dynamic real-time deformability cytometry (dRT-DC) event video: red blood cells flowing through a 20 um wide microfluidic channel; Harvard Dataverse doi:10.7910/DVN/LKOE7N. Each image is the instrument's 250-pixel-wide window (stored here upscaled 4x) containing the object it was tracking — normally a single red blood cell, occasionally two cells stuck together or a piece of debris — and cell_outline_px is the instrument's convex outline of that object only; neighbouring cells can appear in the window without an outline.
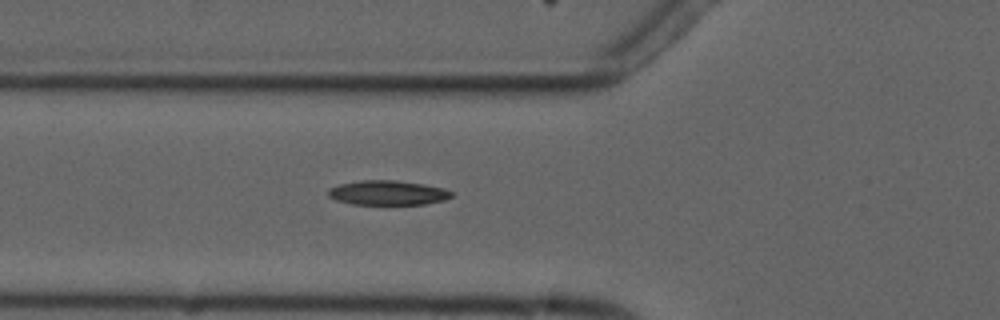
{"species": "common noctule bat (a hibernating species)", "species_latin": "Nyctalus noctula", "temperature_condition": "cold", "stored_images_in_passage": 6, "camera_frame_rate_fps": 3000, "um_per_image_px": 0.085, "animal": {"sex": "male", "forearm_length_mm": 52.5}, "frame": {"image": 1, "passage_image": 6, "time_ms": 6.667, "image_size_px": [1000, 320], "cell_outline_px": [[452, 196], [444, 200], [424, 204], [352, 204], [336, 200], [328, 196], [328, 188], [340, 184], [360, 180], [396, 180], [424, 184], [444, 188], [452, 192]], "centroid_in_image_um": [32.94, 16.38], "position_along_channel_um": 92.9, "area_um2": 17.63}}